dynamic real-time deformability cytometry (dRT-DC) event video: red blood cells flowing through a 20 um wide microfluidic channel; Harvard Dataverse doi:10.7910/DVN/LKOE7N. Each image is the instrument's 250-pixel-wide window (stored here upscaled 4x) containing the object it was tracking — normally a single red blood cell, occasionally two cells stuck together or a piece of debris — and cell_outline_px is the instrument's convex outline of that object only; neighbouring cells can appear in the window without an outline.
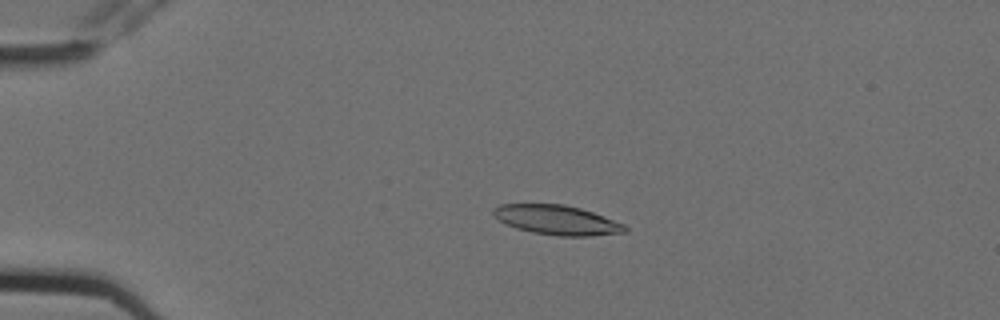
{"species": "Egyptian fruit bat (a non-hibernating species)", "species_latin": "Rousettus aegyptiacus", "temperature_condition": "cold", "stored_images_in_passage": 5, "camera_frame_rate_fps": 3000, "um_per_image_px": 0.085, "animal": {"sex": "female"}, "frame": {"image": 1, "passage_image": 4, "time_ms": 1.0, "image_size_px": [1000, 320], "cell_outline_px": [[628, 232], [588, 236], [556, 236], [532, 232], [516, 228], [500, 220], [492, 212], [492, 208], [500, 204], [564, 204], [580, 208], [592, 212], [624, 224], [628, 228]], "centroid_in_image_um": [47.35, 18.7], "position_along_channel_um": 37.6, "area_um2": 22.54}}